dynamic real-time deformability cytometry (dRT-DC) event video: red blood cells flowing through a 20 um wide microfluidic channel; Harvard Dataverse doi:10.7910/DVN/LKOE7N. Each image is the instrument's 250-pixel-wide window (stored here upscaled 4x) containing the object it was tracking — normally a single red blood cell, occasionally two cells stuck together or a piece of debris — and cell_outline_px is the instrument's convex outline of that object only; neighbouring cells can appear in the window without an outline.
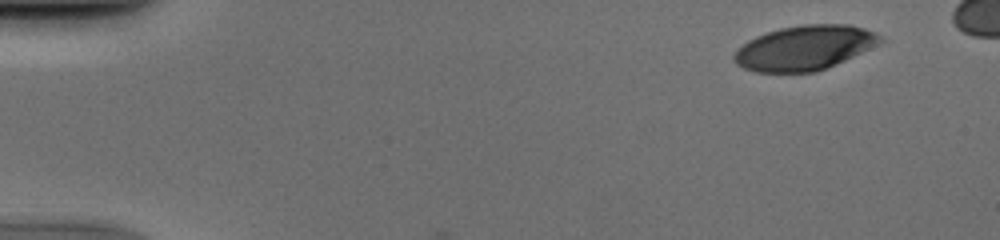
{"species": "human", "species_latin": "Homo sapiens", "temperature_condition": "cold", "stored_images_in_passage": 51, "camera_frame_rate_fps": 3000, "um_per_image_px": 0.085, "donor": {"sex": "male"}, "frame": {"image": 1, "passage_image": 5, "time_ms": 1.333, "image_size_px": [1000, 240], "cell_outline_px": [[884, 40], [828, 68], [816, 72], [756, 72], [744, 68], [736, 64], [732, 60], [732, 56], [736, 48], [748, 40], [756, 36], [780, 28], [804, 24], [848, 24], [864, 28], [876, 32]], "centroid_in_image_um": [68.32, 4.06], "position_along_channel_um": 16.7, "area_um2": 37.92}}
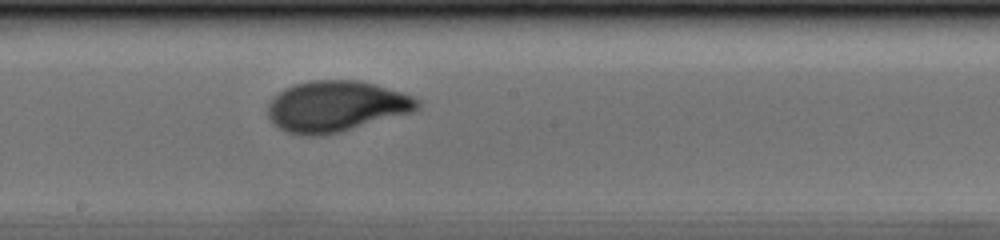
{"frame": {"image": 2, "passage_image": 30, "time_ms": 9.667, "image_size_px": [1000, 240], "cell_outline_px": [[420, 108], [412, 112], [340, 132], [320, 136], [304, 136], [288, 132], [280, 128], [268, 116], [268, 104], [272, 96], [284, 88], [296, 84], [312, 80], [356, 80], [404, 92], [420, 100]], "centroid_in_image_um": [28.57, 9.04], "position_along_channel_um": 219.6, "area_um2": 44.33}}
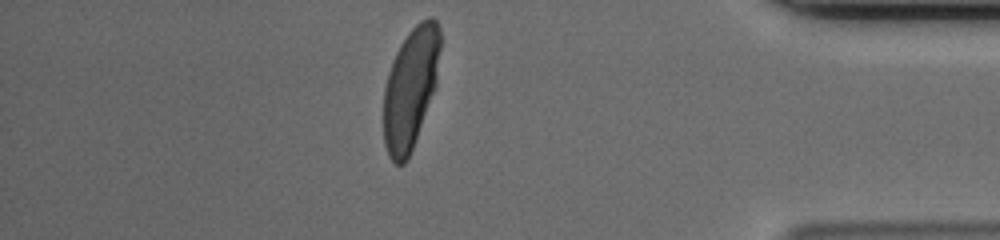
{"frame": {"image": 3, "passage_image": 46, "time_ms": 15.0, "image_size_px": [1000, 240], "cell_outline_px": [[440, 48], [436, 88], [408, 160], [404, 164], [396, 164], [388, 156], [384, 144], [384, 88], [388, 72], [392, 60], [400, 44], [408, 32], [420, 20], [428, 16], [432, 16], [436, 20], [440, 28]], "centroid_in_image_um": [34.9, 7.48], "position_along_channel_um": 400.3, "area_um2": 40.4}}